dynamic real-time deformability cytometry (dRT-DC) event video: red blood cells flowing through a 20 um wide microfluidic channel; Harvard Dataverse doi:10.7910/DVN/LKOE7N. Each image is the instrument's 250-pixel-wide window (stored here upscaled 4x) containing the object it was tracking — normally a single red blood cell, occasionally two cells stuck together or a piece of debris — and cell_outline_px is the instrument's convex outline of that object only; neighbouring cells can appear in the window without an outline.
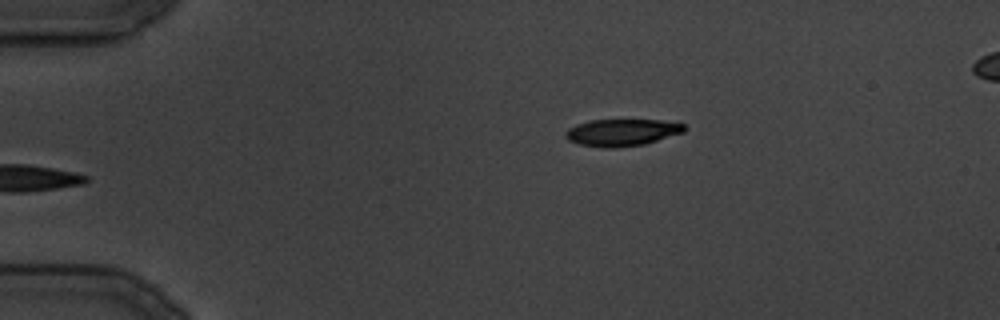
{"species": "common noctule bat (a hibernating species)", "species_latin": "Nyctalus noctula", "temperature_condition": "cold", "stored_images_in_passage": 8, "camera_frame_rate_fps": 3000, "um_per_image_px": 0.085, "animal": {"sex": "male", "body_mass_g": 19.5, "forearm_length_mm": 54.6}, "frame": {"image": 1, "passage_image": 8, "time_ms": 9.0, "image_size_px": [1000, 320], "cell_outline_px": [[684, 132], [644, 144], [612, 148], [604, 148], [580, 144], [568, 140], [564, 136], [564, 132], [568, 128], [576, 124], [588, 120], [660, 120], [684, 124]], "centroid_in_image_um": [52.81, 11.25], "position_along_channel_um": 32.2, "area_um2": 18.61}}